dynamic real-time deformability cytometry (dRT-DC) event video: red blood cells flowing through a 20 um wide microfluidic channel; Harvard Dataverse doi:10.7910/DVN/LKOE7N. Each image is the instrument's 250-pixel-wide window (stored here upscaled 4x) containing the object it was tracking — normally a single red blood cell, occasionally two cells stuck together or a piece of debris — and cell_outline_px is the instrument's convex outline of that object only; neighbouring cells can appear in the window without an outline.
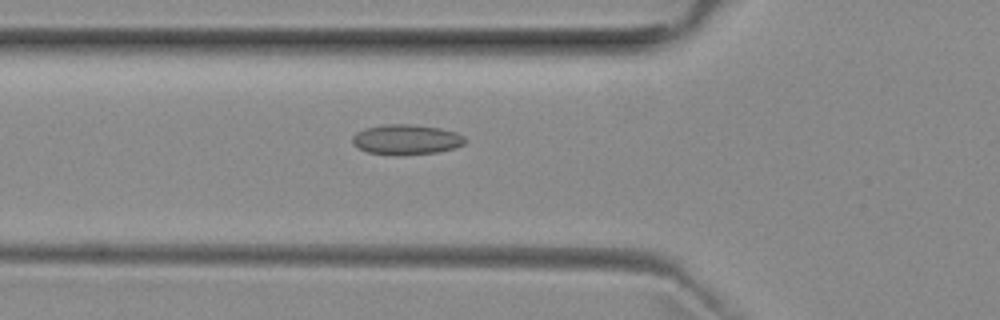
{"species": "common noctule bat (a hibernating species)", "species_latin": "Nyctalus noctula", "temperature_condition": "room temperature", "stored_images_in_passage": 52, "camera_frame_rate_fps": 3000, "um_per_image_px": 0.085, "animal": {"sex": "female", "body_mass_g": 29.2, "forearm_length_mm": 56.3}, "frame": {"image": 1, "passage_image": 18, "time_ms": 5.667, "image_size_px": [1000, 320], "cell_outline_px": [[468, 140], [464, 144], [456, 148], [436, 152], [400, 156], [392, 156], [368, 152], [352, 144], [352, 136], [356, 132], [364, 128], [384, 124], [412, 124], [440, 128], [456, 132], [464, 136]], "centroid_in_image_um": [34.54, 11.87], "position_along_channel_um": 91.3, "area_um2": 20.17}}
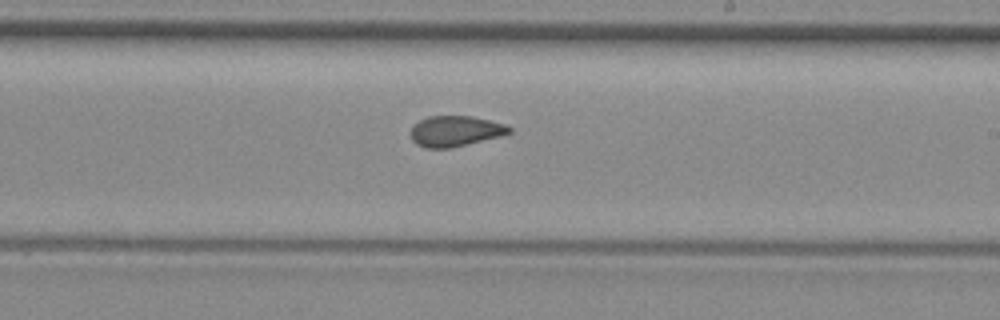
{"frame": {"image": 2, "passage_image": 30, "time_ms": 9.667, "image_size_px": [1000, 320], "cell_outline_px": [[512, 132], [500, 136], [448, 148], [424, 148], [416, 144], [412, 140], [408, 132], [412, 124], [428, 116], [472, 116], [504, 124], [512, 128]], "centroid_in_image_um": [38.62, 11.14], "position_along_channel_um": 250.4, "area_um2": 17.63}}
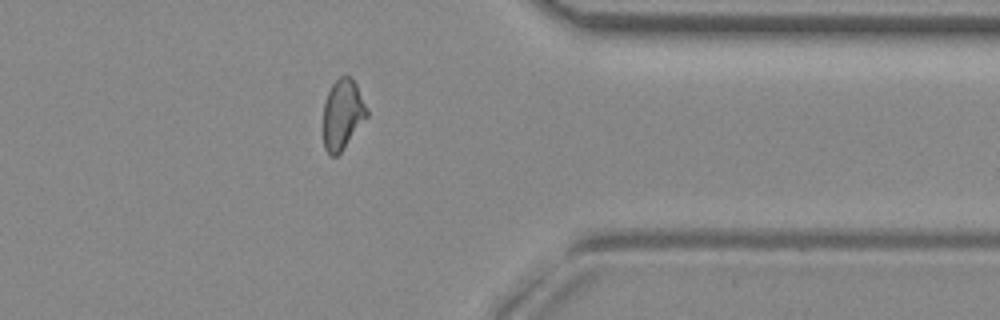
{"frame": {"image": 3, "passage_image": 41, "time_ms": 13.333, "image_size_px": [1000, 320], "cell_outline_px": [[368, 116], [340, 152], [336, 156], [332, 156], [324, 148], [324, 104], [328, 92], [332, 84], [340, 76], [348, 76], [356, 84], [368, 112]], "centroid_in_image_um": [29.11, 9.72], "position_along_channel_um": 382.3, "area_um2": 17.34}, "authors_computed_cell_mechanics": {"area_um2": 18.5827, "velocity_mm_per_s": 3.9693, "shape_relaxation_time_tau1_ms": null, "shape_relaxation_time_tau2_ms": 1.9032, "deformation_change_tau1": null, "deformation_change_tau2": 0.0811}}